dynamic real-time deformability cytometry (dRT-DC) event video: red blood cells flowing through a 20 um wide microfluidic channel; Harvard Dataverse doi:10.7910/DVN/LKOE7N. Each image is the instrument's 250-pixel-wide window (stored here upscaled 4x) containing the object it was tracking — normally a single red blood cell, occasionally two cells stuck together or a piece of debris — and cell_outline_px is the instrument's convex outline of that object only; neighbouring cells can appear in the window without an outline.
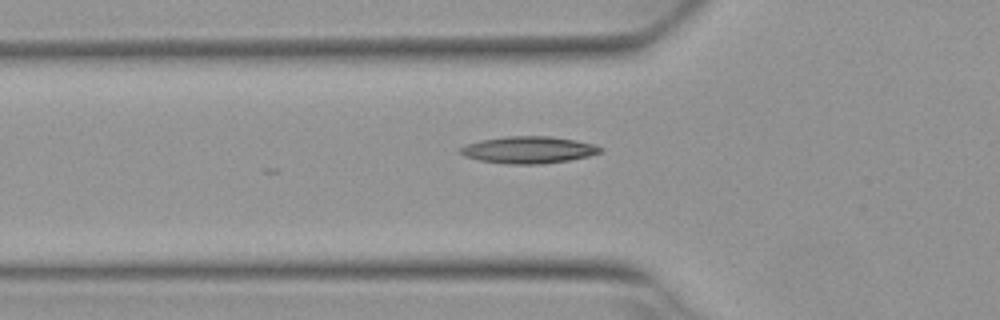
{"species": "Egyptian fruit bat (a non-hibernating species)", "species_latin": "Rousettus aegyptiacus", "temperature_condition": "warm", "stored_images_in_passage": 11, "camera_frame_rate_fps": 3000, "um_per_image_px": 0.085, "animal": {"sex": "female"}, "frame": {"image": 1, "passage_image": 2, "time_ms": 0.333, "image_size_px": [1000, 320], "cell_outline_px": [[604, 148], [600, 152], [588, 156], [568, 160], [540, 164], [508, 164], [480, 160], [464, 156], [456, 148], [480, 140], [504, 136], [552, 136], [576, 140], [592, 144]], "centroid_in_image_um": [44.89, 12.73], "position_along_channel_um": 80.9, "area_um2": 21.96}}
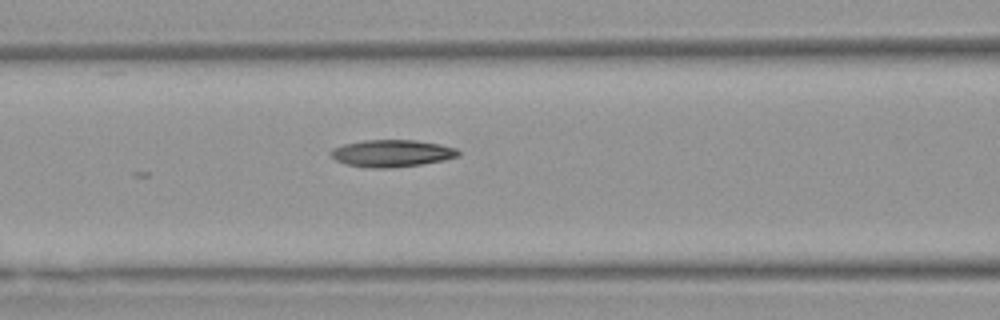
{"frame": {"image": 2, "passage_image": 6, "time_ms": 1.667, "image_size_px": [1000, 320], "cell_outline_px": [[460, 156], [444, 160], [420, 164], [388, 168], [368, 168], [344, 164], [336, 160], [328, 152], [332, 148], [344, 144], [364, 140], [416, 140], [440, 144], [456, 148], [460, 152]], "centroid_in_image_um": [33.29, 13.03], "position_along_channel_um": 133.3, "area_um2": 20.23}}